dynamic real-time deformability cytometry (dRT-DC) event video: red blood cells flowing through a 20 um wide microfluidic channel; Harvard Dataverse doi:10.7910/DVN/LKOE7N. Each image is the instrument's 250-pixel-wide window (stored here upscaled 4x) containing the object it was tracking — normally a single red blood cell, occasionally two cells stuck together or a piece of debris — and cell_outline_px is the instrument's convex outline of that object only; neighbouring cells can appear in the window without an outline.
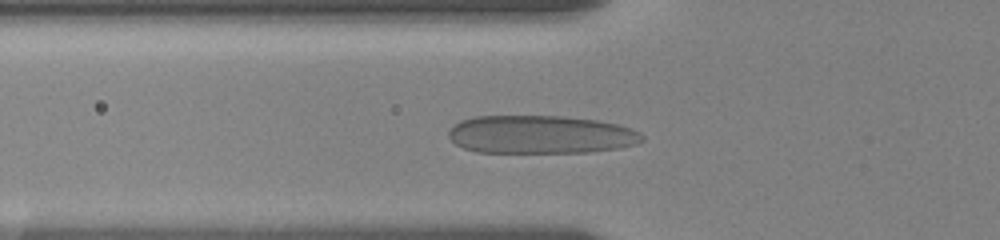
{"species": "human", "species_latin": "Homo sapiens", "temperature_condition": "room temperature", "stored_images_in_passage": 40, "camera_frame_rate_fps": 3000, "um_per_image_px": 0.085, "donor": {"sex": "female"}, "frame": {"image": 1, "passage_image": 4, "time_ms": 1.0, "image_size_px": [1000, 240], "cell_outline_px": [[644, 140], [636, 144], [620, 148], [592, 152], [476, 152], [464, 148], [456, 144], [448, 136], [448, 132], [460, 120], [476, 116], [560, 116], [596, 120], [616, 124], [632, 128], [640, 132], [644, 136]], "centroid_in_image_um": [45.98, 11.44], "position_along_channel_um": 79.8, "area_um2": 43.12}}
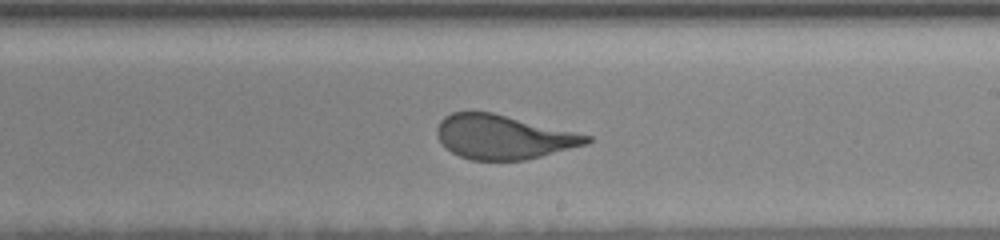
{"frame": {"image": 2, "passage_image": 18, "time_ms": 5.667, "image_size_px": [1000, 240], "cell_outline_px": [[592, 140], [588, 144], [524, 160], [472, 160], [460, 156], [444, 148], [436, 136], [436, 128], [440, 120], [444, 116], [452, 112], [492, 112], [592, 136]], "centroid_in_image_um": [42.74, 11.64], "position_along_channel_um": 246.3, "area_um2": 38.44}}
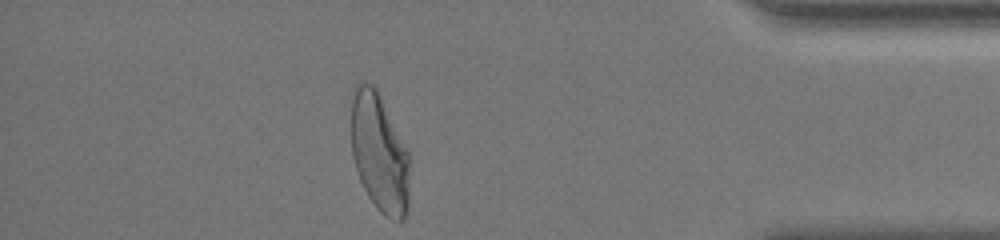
{"frame": {"image": 3, "passage_image": 34, "time_ms": 11.0, "image_size_px": [1000, 240], "cell_outline_px": [[408, 212], [404, 220], [392, 220], [384, 216], [376, 208], [368, 196], [360, 180], [352, 156], [348, 96], [356, 84], [360, 80], [364, 80], [372, 84], [376, 88], [408, 152]], "centroid_in_image_um": [32.17, 12.93], "position_along_channel_um": 403.0, "area_um2": 41.21}, "authors_computed_cell_mechanics": {"area_um2": 40.5756, "velocity_mm_per_s": 3.5381, "shape_relaxation_time_tau1_ms": 4.4275, "shape_relaxation_time_tau2_ms": null, "deformation_change_tau1": 0.192, "deformation_change_tau2": null}}